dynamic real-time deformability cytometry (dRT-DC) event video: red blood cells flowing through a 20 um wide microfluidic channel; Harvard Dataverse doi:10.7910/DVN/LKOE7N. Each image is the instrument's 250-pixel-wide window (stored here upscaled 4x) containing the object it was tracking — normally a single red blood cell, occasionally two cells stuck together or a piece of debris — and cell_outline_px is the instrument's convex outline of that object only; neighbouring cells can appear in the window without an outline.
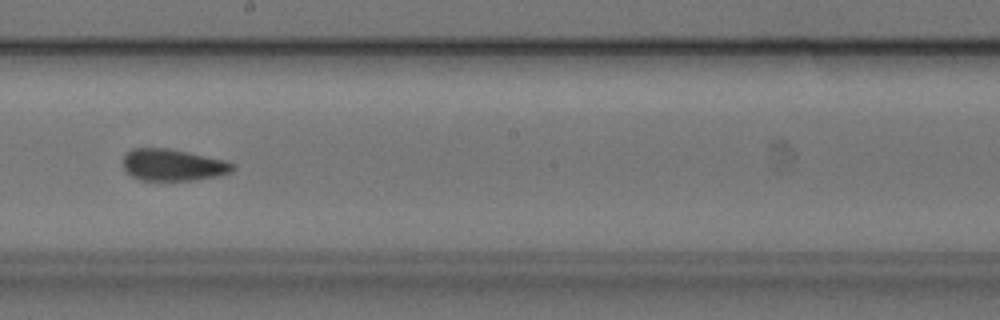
{"species": "common noctule bat (a hibernating species)", "species_latin": "Nyctalus noctula", "temperature_condition": "cold", "stored_images_in_passage": 37, "camera_frame_rate_fps": 3000, "um_per_image_px": 0.085, "animal": {"sex": "female", "body_mass_g": 24.6, "forearm_length_mm": 56.2}, "frame": {"image": 1, "passage_image": 16, "time_ms": 5.0, "image_size_px": [1000, 320], "cell_outline_px": [[236, 168], [232, 172], [220, 176], [196, 180], [140, 180], [132, 176], [124, 168], [124, 152], [132, 148], [168, 148], [228, 160], [236, 164]], "centroid_in_image_um": [14.76, 14.01], "position_along_channel_um": 233.4, "area_um2": 20.63}, "authors_computed_cell_mechanics": {"area_um2": 20.808, "velocity_mm_per_s": 3.7498, "shape_relaxation_time_tau1_ms": 7.8606, "shape_relaxation_time_tau2_ms": 1.782, "deformation_change_tau1": 0.1359, "deformation_change_tau2": 0.0838}}